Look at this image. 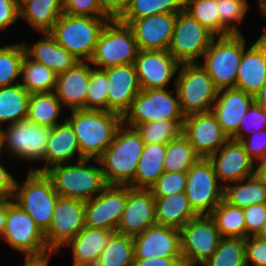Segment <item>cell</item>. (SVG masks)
<instances>
[{
    "label": "cell",
    "mask_w": 266,
    "mask_h": 266,
    "mask_svg": "<svg viewBox=\"0 0 266 266\" xmlns=\"http://www.w3.org/2000/svg\"><path fill=\"white\" fill-rule=\"evenodd\" d=\"M263 129H266V110L253 102L241 119L238 131L230 139L239 141L246 138L245 132L247 134L248 132L253 133Z\"/></svg>",
    "instance_id": "c3c4849f"
},
{
    "label": "cell",
    "mask_w": 266,
    "mask_h": 266,
    "mask_svg": "<svg viewBox=\"0 0 266 266\" xmlns=\"http://www.w3.org/2000/svg\"><path fill=\"white\" fill-rule=\"evenodd\" d=\"M127 202V186L108 185L99 195L85 201V227L116 232Z\"/></svg>",
    "instance_id": "2e32d148"
},
{
    "label": "cell",
    "mask_w": 266,
    "mask_h": 266,
    "mask_svg": "<svg viewBox=\"0 0 266 266\" xmlns=\"http://www.w3.org/2000/svg\"><path fill=\"white\" fill-rule=\"evenodd\" d=\"M16 179L0 163V196H13Z\"/></svg>",
    "instance_id": "6f0895ef"
},
{
    "label": "cell",
    "mask_w": 266,
    "mask_h": 266,
    "mask_svg": "<svg viewBox=\"0 0 266 266\" xmlns=\"http://www.w3.org/2000/svg\"><path fill=\"white\" fill-rule=\"evenodd\" d=\"M58 197L51 179L45 173L34 170L28 171L22 184L16 181L13 194L14 202L33 218L44 234L50 227Z\"/></svg>",
    "instance_id": "5b68a950"
},
{
    "label": "cell",
    "mask_w": 266,
    "mask_h": 266,
    "mask_svg": "<svg viewBox=\"0 0 266 266\" xmlns=\"http://www.w3.org/2000/svg\"><path fill=\"white\" fill-rule=\"evenodd\" d=\"M133 266H185L182 257L152 256L144 259H134Z\"/></svg>",
    "instance_id": "9f6ffc18"
},
{
    "label": "cell",
    "mask_w": 266,
    "mask_h": 266,
    "mask_svg": "<svg viewBox=\"0 0 266 266\" xmlns=\"http://www.w3.org/2000/svg\"><path fill=\"white\" fill-rule=\"evenodd\" d=\"M24 47L31 59L45 65L56 74L67 71L79 61L59 45L49 32H43V37L33 47H28L25 42Z\"/></svg>",
    "instance_id": "83f0119b"
},
{
    "label": "cell",
    "mask_w": 266,
    "mask_h": 266,
    "mask_svg": "<svg viewBox=\"0 0 266 266\" xmlns=\"http://www.w3.org/2000/svg\"><path fill=\"white\" fill-rule=\"evenodd\" d=\"M245 256L246 266H266V240L255 236L247 237Z\"/></svg>",
    "instance_id": "f5cc1de1"
},
{
    "label": "cell",
    "mask_w": 266,
    "mask_h": 266,
    "mask_svg": "<svg viewBox=\"0 0 266 266\" xmlns=\"http://www.w3.org/2000/svg\"><path fill=\"white\" fill-rule=\"evenodd\" d=\"M108 78L105 70L91 69L87 89L86 110L108 111Z\"/></svg>",
    "instance_id": "bcb514c9"
},
{
    "label": "cell",
    "mask_w": 266,
    "mask_h": 266,
    "mask_svg": "<svg viewBox=\"0 0 266 266\" xmlns=\"http://www.w3.org/2000/svg\"><path fill=\"white\" fill-rule=\"evenodd\" d=\"M89 161L90 159H82L76 165L60 164L45 172L59 196L88 201L108 186L98 159H94L98 167L89 166Z\"/></svg>",
    "instance_id": "3957f363"
},
{
    "label": "cell",
    "mask_w": 266,
    "mask_h": 266,
    "mask_svg": "<svg viewBox=\"0 0 266 266\" xmlns=\"http://www.w3.org/2000/svg\"><path fill=\"white\" fill-rule=\"evenodd\" d=\"M65 119L73 127L80 154L84 159H98L112 143L122 125V117L105 110H71Z\"/></svg>",
    "instance_id": "7a4b0ae2"
},
{
    "label": "cell",
    "mask_w": 266,
    "mask_h": 266,
    "mask_svg": "<svg viewBox=\"0 0 266 266\" xmlns=\"http://www.w3.org/2000/svg\"><path fill=\"white\" fill-rule=\"evenodd\" d=\"M186 173L185 194L191 207L198 215H209L223 200L224 193L212 162L200 158Z\"/></svg>",
    "instance_id": "4fadbf2b"
},
{
    "label": "cell",
    "mask_w": 266,
    "mask_h": 266,
    "mask_svg": "<svg viewBox=\"0 0 266 266\" xmlns=\"http://www.w3.org/2000/svg\"><path fill=\"white\" fill-rule=\"evenodd\" d=\"M248 6L247 0H218L220 36L241 34L237 25L246 16Z\"/></svg>",
    "instance_id": "f6af8a7d"
},
{
    "label": "cell",
    "mask_w": 266,
    "mask_h": 266,
    "mask_svg": "<svg viewBox=\"0 0 266 266\" xmlns=\"http://www.w3.org/2000/svg\"><path fill=\"white\" fill-rule=\"evenodd\" d=\"M63 10L73 16L107 17L98 0H63Z\"/></svg>",
    "instance_id": "681fc988"
},
{
    "label": "cell",
    "mask_w": 266,
    "mask_h": 266,
    "mask_svg": "<svg viewBox=\"0 0 266 266\" xmlns=\"http://www.w3.org/2000/svg\"><path fill=\"white\" fill-rule=\"evenodd\" d=\"M184 10L215 37L220 36L218 0H184Z\"/></svg>",
    "instance_id": "ee69618b"
},
{
    "label": "cell",
    "mask_w": 266,
    "mask_h": 266,
    "mask_svg": "<svg viewBox=\"0 0 266 266\" xmlns=\"http://www.w3.org/2000/svg\"><path fill=\"white\" fill-rule=\"evenodd\" d=\"M51 255L41 259H25L23 266H48Z\"/></svg>",
    "instance_id": "6125c7cd"
},
{
    "label": "cell",
    "mask_w": 266,
    "mask_h": 266,
    "mask_svg": "<svg viewBox=\"0 0 266 266\" xmlns=\"http://www.w3.org/2000/svg\"><path fill=\"white\" fill-rule=\"evenodd\" d=\"M129 0H98L102 12L110 19H120L128 7Z\"/></svg>",
    "instance_id": "11a10c76"
},
{
    "label": "cell",
    "mask_w": 266,
    "mask_h": 266,
    "mask_svg": "<svg viewBox=\"0 0 266 266\" xmlns=\"http://www.w3.org/2000/svg\"><path fill=\"white\" fill-rule=\"evenodd\" d=\"M62 122L51 128L46 147L45 166L30 170L45 173L53 166L69 163L70 160L75 158L76 153L78 161L84 159L80 154V148L73 127L66 119Z\"/></svg>",
    "instance_id": "4316f807"
},
{
    "label": "cell",
    "mask_w": 266,
    "mask_h": 266,
    "mask_svg": "<svg viewBox=\"0 0 266 266\" xmlns=\"http://www.w3.org/2000/svg\"><path fill=\"white\" fill-rule=\"evenodd\" d=\"M108 78V111L121 117L129 109L132 100L141 91L135 67L132 64L105 69Z\"/></svg>",
    "instance_id": "cb8c5ba5"
},
{
    "label": "cell",
    "mask_w": 266,
    "mask_h": 266,
    "mask_svg": "<svg viewBox=\"0 0 266 266\" xmlns=\"http://www.w3.org/2000/svg\"><path fill=\"white\" fill-rule=\"evenodd\" d=\"M255 237L262 239V240H266V221L265 223L262 225V228L258 231V233L255 235Z\"/></svg>",
    "instance_id": "e7e4bbea"
},
{
    "label": "cell",
    "mask_w": 266,
    "mask_h": 266,
    "mask_svg": "<svg viewBox=\"0 0 266 266\" xmlns=\"http://www.w3.org/2000/svg\"><path fill=\"white\" fill-rule=\"evenodd\" d=\"M91 69L89 61H78L67 71L57 74L54 92L63 106L70 110H86Z\"/></svg>",
    "instance_id": "603a6c76"
},
{
    "label": "cell",
    "mask_w": 266,
    "mask_h": 266,
    "mask_svg": "<svg viewBox=\"0 0 266 266\" xmlns=\"http://www.w3.org/2000/svg\"><path fill=\"white\" fill-rule=\"evenodd\" d=\"M259 1V6H260V10L263 16L266 17V0H258ZM260 39L266 41V27L263 31V34L259 37Z\"/></svg>",
    "instance_id": "be15d7a7"
},
{
    "label": "cell",
    "mask_w": 266,
    "mask_h": 266,
    "mask_svg": "<svg viewBox=\"0 0 266 266\" xmlns=\"http://www.w3.org/2000/svg\"><path fill=\"white\" fill-rule=\"evenodd\" d=\"M166 144H144L134 176V188L150 189L164 173Z\"/></svg>",
    "instance_id": "1f68e13d"
},
{
    "label": "cell",
    "mask_w": 266,
    "mask_h": 266,
    "mask_svg": "<svg viewBox=\"0 0 266 266\" xmlns=\"http://www.w3.org/2000/svg\"><path fill=\"white\" fill-rule=\"evenodd\" d=\"M62 104L54 91L30 94L27 118L35 124L54 127L59 124Z\"/></svg>",
    "instance_id": "836d02e7"
},
{
    "label": "cell",
    "mask_w": 266,
    "mask_h": 266,
    "mask_svg": "<svg viewBox=\"0 0 266 266\" xmlns=\"http://www.w3.org/2000/svg\"><path fill=\"white\" fill-rule=\"evenodd\" d=\"M258 166L255 167L254 174L266 184V157L256 162Z\"/></svg>",
    "instance_id": "94428289"
},
{
    "label": "cell",
    "mask_w": 266,
    "mask_h": 266,
    "mask_svg": "<svg viewBox=\"0 0 266 266\" xmlns=\"http://www.w3.org/2000/svg\"><path fill=\"white\" fill-rule=\"evenodd\" d=\"M181 253L185 266L202 265L217 250L221 239L210 215H198L181 229Z\"/></svg>",
    "instance_id": "8fae6325"
},
{
    "label": "cell",
    "mask_w": 266,
    "mask_h": 266,
    "mask_svg": "<svg viewBox=\"0 0 266 266\" xmlns=\"http://www.w3.org/2000/svg\"><path fill=\"white\" fill-rule=\"evenodd\" d=\"M2 148L4 149L3 128L0 127V154H1Z\"/></svg>",
    "instance_id": "003e7915"
},
{
    "label": "cell",
    "mask_w": 266,
    "mask_h": 266,
    "mask_svg": "<svg viewBox=\"0 0 266 266\" xmlns=\"http://www.w3.org/2000/svg\"><path fill=\"white\" fill-rule=\"evenodd\" d=\"M214 167L219 183L244 180L255 172L254 161L247 155L239 141L229 139L208 158Z\"/></svg>",
    "instance_id": "7402d4cb"
},
{
    "label": "cell",
    "mask_w": 266,
    "mask_h": 266,
    "mask_svg": "<svg viewBox=\"0 0 266 266\" xmlns=\"http://www.w3.org/2000/svg\"><path fill=\"white\" fill-rule=\"evenodd\" d=\"M133 65L141 90L165 89L180 63L168 50H139Z\"/></svg>",
    "instance_id": "ac0fdd59"
},
{
    "label": "cell",
    "mask_w": 266,
    "mask_h": 266,
    "mask_svg": "<svg viewBox=\"0 0 266 266\" xmlns=\"http://www.w3.org/2000/svg\"><path fill=\"white\" fill-rule=\"evenodd\" d=\"M3 129L4 148L13 156L26 161H45L51 128L23 118Z\"/></svg>",
    "instance_id": "5bb4252c"
},
{
    "label": "cell",
    "mask_w": 266,
    "mask_h": 266,
    "mask_svg": "<svg viewBox=\"0 0 266 266\" xmlns=\"http://www.w3.org/2000/svg\"><path fill=\"white\" fill-rule=\"evenodd\" d=\"M186 182V172H164L150 187V190L154 197H167L185 192Z\"/></svg>",
    "instance_id": "7dc6e473"
},
{
    "label": "cell",
    "mask_w": 266,
    "mask_h": 266,
    "mask_svg": "<svg viewBox=\"0 0 266 266\" xmlns=\"http://www.w3.org/2000/svg\"><path fill=\"white\" fill-rule=\"evenodd\" d=\"M144 142L134 128L122 124L112 143L98 158L108 185L134 188V176Z\"/></svg>",
    "instance_id": "6da1fadb"
},
{
    "label": "cell",
    "mask_w": 266,
    "mask_h": 266,
    "mask_svg": "<svg viewBox=\"0 0 266 266\" xmlns=\"http://www.w3.org/2000/svg\"><path fill=\"white\" fill-rule=\"evenodd\" d=\"M5 239L11 248L25 253V259H41L50 256L44 233L33 218L13 202L6 215Z\"/></svg>",
    "instance_id": "30bf717a"
},
{
    "label": "cell",
    "mask_w": 266,
    "mask_h": 266,
    "mask_svg": "<svg viewBox=\"0 0 266 266\" xmlns=\"http://www.w3.org/2000/svg\"><path fill=\"white\" fill-rule=\"evenodd\" d=\"M29 97L30 93L20 83L0 87V123L11 125L26 118Z\"/></svg>",
    "instance_id": "e575fe53"
},
{
    "label": "cell",
    "mask_w": 266,
    "mask_h": 266,
    "mask_svg": "<svg viewBox=\"0 0 266 266\" xmlns=\"http://www.w3.org/2000/svg\"><path fill=\"white\" fill-rule=\"evenodd\" d=\"M174 87L185 116L212 110L218 89L199 62L180 64Z\"/></svg>",
    "instance_id": "52a82bcc"
},
{
    "label": "cell",
    "mask_w": 266,
    "mask_h": 266,
    "mask_svg": "<svg viewBox=\"0 0 266 266\" xmlns=\"http://www.w3.org/2000/svg\"><path fill=\"white\" fill-rule=\"evenodd\" d=\"M157 224L181 229L198 214L191 207L185 192L167 197H154Z\"/></svg>",
    "instance_id": "f1b7e54d"
},
{
    "label": "cell",
    "mask_w": 266,
    "mask_h": 266,
    "mask_svg": "<svg viewBox=\"0 0 266 266\" xmlns=\"http://www.w3.org/2000/svg\"><path fill=\"white\" fill-rule=\"evenodd\" d=\"M184 121L160 120L135 125L133 128L142 138L144 144H167L182 133Z\"/></svg>",
    "instance_id": "7bdbcfd3"
},
{
    "label": "cell",
    "mask_w": 266,
    "mask_h": 266,
    "mask_svg": "<svg viewBox=\"0 0 266 266\" xmlns=\"http://www.w3.org/2000/svg\"><path fill=\"white\" fill-rule=\"evenodd\" d=\"M21 76L20 84L30 94L55 90L57 74L45 65L34 61L27 54L22 62Z\"/></svg>",
    "instance_id": "d590c367"
},
{
    "label": "cell",
    "mask_w": 266,
    "mask_h": 266,
    "mask_svg": "<svg viewBox=\"0 0 266 266\" xmlns=\"http://www.w3.org/2000/svg\"><path fill=\"white\" fill-rule=\"evenodd\" d=\"M234 183L223 185V199L229 204L245 208L254 204L266 203V184L255 174Z\"/></svg>",
    "instance_id": "d6a6232c"
},
{
    "label": "cell",
    "mask_w": 266,
    "mask_h": 266,
    "mask_svg": "<svg viewBox=\"0 0 266 266\" xmlns=\"http://www.w3.org/2000/svg\"><path fill=\"white\" fill-rule=\"evenodd\" d=\"M184 0H129L125 13L119 20H137L160 13H179Z\"/></svg>",
    "instance_id": "60d3db41"
},
{
    "label": "cell",
    "mask_w": 266,
    "mask_h": 266,
    "mask_svg": "<svg viewBox=\"0 0 266 266\" xmlns=\"http://www.w3.org/2000/svg\"><path fill=\"white\" fill-rule=\"evenodd\" d=\"M112 233L107 229L84 227L66 244L72 248L73 265L98 260Z\"/></svg>",
    "instance_id": "f546056e"
},
{
    "label": "cell",
    "mask_w": 266,
    "mask_h": 266,
    "mask_svg": "<svg viewBox=\"0 0 266 266\" xmlns=\"http://www.w3.org/2000/svg\"><path fill=\"white\" fill-rule=\"evenodd\" d=\"M73 266H100V264L98 260H96V261H91V262L83 263L80 265H73Z\"/></svg>",
    "instance_id": "03108f58"
},
{
    "label": "cell",
    "mask_w": 266,
    "mask_h": 266,
    "mask_svg": "<svg viewBox=\"0 0 266 266\" xmlns=\"http://www.w3.org/2000/svg\"><path fill=\"white\" fill-rule=\"evenodd\" d=\"M244 50L235 89L254 96L266 83V41L258 38Z\"/></svg>",
    "instance_id": "484cf974"
},
{
    "label": "cell",
    "mask_w": 266,
    "mask_h": 266,
    "mask_svg": "<svg viewBox=\"0 0 266 266\" xmlns=\"http://www.w3.org/2000/svg\"><path fill=\"white\" fill-rule=\"evenodd\" d=\"M209 215L221 237L246 238L243 208L233 206L223 199Z\"/></svg>",
    "instance_id": "8d00e7d4"
},
{
    "label": "cell",
    "mask_w": 266,
    "mask_h": 266,
    "mask_svg": "<svg viewBox=\"0 0 266 266\" xmlns=\"http://www.w3.org/2000/svg\"><path fill=\"white\" fill-rule=\"evenodd\" d=\"M175 93V97L172 93ZM141 90L132 100L129 109L122 116V124L133 128L135 125L156 122L160 120L184 121L176 88Z\"/></svg>",
    "instance_id": "9c48e42d"
},
{
    "label": "cell",
    "mask_w": 266,
    "mask_h": 266,
    "mask_svg": "<svg viewBox=\"0 0 266 266\" xmlns=\"http://www.w3.org/2000/svg\"><path fill=\"white\" fill-rule=\"evenodd\" d=\"M246 238L221 237L217 250L201 266H246Z\"/></svg>",
    "instance_id": "ab89813d"
},
{
    "label": "cell",
    "mask_w": 266,
    "mask_h": 266,
    "mask_svg": "<svg viewBox=\"0 0 266 266\" xmlns=\"http://www.w3.org/2000/svg\"><path fill=\"white\" fill-rule=\"evenodd\" d=\"M215 36L184 9L177 13L169 53L180 63H198Z\"/></svg>",
    "instance_id": "7c38bea8"
},
{
    "label": "cell",
    "mask_w": 266,
    "mask_h": 266,
    "mask_svg": "<svg viewBox=\"0 0 266 266\" xmlns=\"http://www.w3.org/2000/svg\"><path fill=\"white\" fill-rule=\"evenodd\" d=\"M177 13H160L137 20H120L128 24L139 50H168Z\"/></svg>",
    "instance_id": "ffe728a7"
},
{
    "label": "cell",
    "mask_w": 266,
    "mask_h": 266,
    "mask_svg": "<svg viewBox=\"0 0 266 266\" xmlns=\"http://www.w3.org/2000/svg\"><path fill=\"white\" fill-rule=\"evenodd\" d=\"M156 223L155 201L151 190L127 186V202L116 232L133 237Z\"/></svg>",
    "instance_id": "d6986e66"
},
{
    "label": "cell",
    "mask_w": 266,
    "mask_h": 266,
    "mask_svg": "<svg viewBox=\"0 0 266 266\" xmlns=\"http://www.w3.org/2000/svg\"><path fill=\"white\" fill-rule=\"evenodd\" d=\"M246 238L255 236L266 221V203L254 204L243 208Z\"/></svg>",
    "instance_id": "816d5d0a"
},
{
    "label": "cell",
    "mask_w": 266,
    "mask_h": 266,
    "mask_svg": "<svg viewBox=\"0 0 266 266\" xmlns=\"http://www.w3.org/2000/svg\"><path fill=\"white\" fill-rule=\"evenodd\" d=\"M242 34H231L213 38L200 64L212 78L218 90L235 88L238 68L246 49Z\"/></svg>",
    "instance_id": "8992f818"
},
{
    "label": "cell",
    "mask_w": 266,
    "mask_h": 266,
    "mask_svg": "<svg viewBox=\"0 0 266 266\" xmlns=\"http://www.w3.org/2000/svg\"><path fill=\"white\" fill-rule=\"evenodd\" d=\"M98 262L100 266H133V237L113 232L99 256Z\"/></svg>",
    "instance_id": "f35d334b"
},
{
    "label": "cell",
    "mask_w": 266,
    "mask_h": 266,
    "mask_svg": "<svg viewBox=\"0 0 266 266\" xmlns=\"http://www.w3.org/2000/svg\"><path fill=\"white\" fill-rule=\"evenodd\" d=\"M253 102L254 96L244 91L235 88L218 90L211 111L229 138L238 131L241 119Z\"/></svg>",
    "instance_id": "d4e9b609"
},
{
    "label": "cell",
    "mask_w": 266,
    "mask_h": 266,
    "mask_svg": "<svg viewBox=\"0 0 266 266\" xmlns=\"http://www.w3.org/2000/svg\"><path fill=\"white\" fill-rule=\"evenodd\" d=\"M16 3L20 6L23 2H25L26 0H15Z\"/></svg>",
    "instance_id": "a7ac6f4b"
},
{
    "label": "cell",
    "mask_w": 266,
    "mask_h": 266,
    "mask_svg": "<svg viewBox=\"0 0 266 266\" xmlns=\"http://www.w3.org/2000/svg\"><path fill=\"white\" fill-rule=\"evenodd\" d=\"M182 133L201 158H209L230 139L212 111L185 116Z\"/></svg>",
    "instance_id": "e0dca14e"
},
{
    "label": "cell",
    "mask_w": 266,
    "mask_h": 266,
    "mask_svg": "<svg viewBox=\"0 0 266 266\" xmlns=\"http://www.w3.org/2000/svg\"><path fill=\"white\" fill-rule=\"evenodd\" d=\"M85 201L59 196L52 221L44 234L48 250L54 254L85 227Z\"/></svg>",
    "instance_id": "9a60e30c"
},
{
    "label": "cell",
    "mask_w": 266,
    "mask_h": 266,
    "mask_svg": "<svg viewBox=\"0 0 266 266\" xmlns=\"http://www.w3.org/2000/svg\"><path fill=\"white\" fill-rule=\"evenodd\" d=\"M11 199L13 200V196H0V238L5 231L7 210L14 202Z\"/></svg>",
    "instance_id": "680465c9"
},
{
    "label": "cell",
    "mask_w": 266,
    "mask_h": 266,
    "mask_svg": "<svg viewBox=\"0 0 266 266\" xmlns=\"http://www.w3.org/2000/svg\"><path fill=\"white\" fill-rule=\"evenodd\" d=\"M20 18L19 5L15 0H0V31Z\"/></svg>",
    "instance_id": "db71d44e"
},
{
    "label": "cell",
    "mask_w": 266,
    "mask_h": 266,
    "mask_svg": "<svg viewBox=\"0 0 266 266\" xmlns=\"http://www.w3.org/2000/svg\"><path fill=\"white\" fill-rule=\"evenodd\" d=\"M164 172H187L201 157L181 133L166 144Z\"/></svg>",
    "instance_id": "74e56055"
},
{
    "label": "cell",
    "mask_w": 266,
    "mask_h": 266,
    "mask_svg": "<svg viewBox=\"0 0 266 266\" xmlns=\"http://www.w3.org/2000/svg\"><path fill=\"white\" fill-rule=\"evenodd\" d=\"M25 54L24 43L19 42L0 47V87L20 83V81L15 80L21 77V67Z\"/></svg>",
    "instance_id": "b9f144b4"
},
{
    "label": "cell",
    "mask_w": 266,
    "mask_h": 266,
    "mask_svg": "<svg viewBox=\"0 0 266 266\" xmlns=\"http://www.w3.org/2000/svg\"><path fill=\"white\" fill-rule=\"evenodd\" d=\"M239 142L254 162L266 157V129L253 132L247 139H241Z\"/></svg>",
    "instance_id": "f907efd6"
},
{
    "label": "cell",
    "mask_w": 266,
    "mask_h": 266,
    "mask_svg": "<svg viewBox=\"0 0 266 266\" xmlns=\"http://www.w3.org/2000/svg\"><path fill=\"white\" fill-rule=\"evenodd\" d=\"M133 242L134 259L182 257L180 230L173 227L156 223L143 233L133 236Z\"/></svg>",
    "instance_id": "44dd1931"
},
{
    "label": "cell",
    "mask_w": 266,
    "mask_h": 266,
    "mask_svg": "<svg viewBox=\"0 0 266 266\" xmlns=\"http://www.w3.org/2000/svg\"><path fill=\"white\" fill-rule=\"evenodd\" d=\"M254 102L266 110V83L254 95Z\"/></svg>",
    "instance_id": "91938a15"
},
{
    "label": "cell",
    "mask_w": 266,
    "mask_h": 266,
    "mask_svg": "<svg viewBox=\"0 0 266 266\" xmlns=\"http://www.w3.org/2000/svg\"><path fill=\"white\" fill-rule=\"evenodd\" d=\"M108 17L73 16L63 13L49 32L55 41L79 61H89Z\"/></svg>",
    "instance_id": "277c9868"
},
{
    "label": "cell",
    "mask_w": 266,
    "mask_h": 266,
    "mask_svg": "<svg viewBox=\"0 0 266 266\" xmlns=\"http://www.w3.org/2000/svg\"><path fill=\"white\" fill-rule=\"evenodd\" d=\"M138 51L131 27L119 19L109 20L99 35L89 62L101 70L132 64Z\"/></svg>",
    "instance_id": "ba28073f"
},
{
    "label": "cell",
    "mask_w": 266,
    "mask_h": 266,
    "mask_svg": "<svg viewBox=\"0 0 266 266\" xmlns=\"http://www.w3.org/2000/svg\"><path fill=\"white\" fill-rule=\"evenodd\" d=\"M19 11L21 19H26L38 33L50 32L64 13L63 0H26Z\"/></svg>",
    "instance_id": "4dcf8cb0"
}]
</instances>
